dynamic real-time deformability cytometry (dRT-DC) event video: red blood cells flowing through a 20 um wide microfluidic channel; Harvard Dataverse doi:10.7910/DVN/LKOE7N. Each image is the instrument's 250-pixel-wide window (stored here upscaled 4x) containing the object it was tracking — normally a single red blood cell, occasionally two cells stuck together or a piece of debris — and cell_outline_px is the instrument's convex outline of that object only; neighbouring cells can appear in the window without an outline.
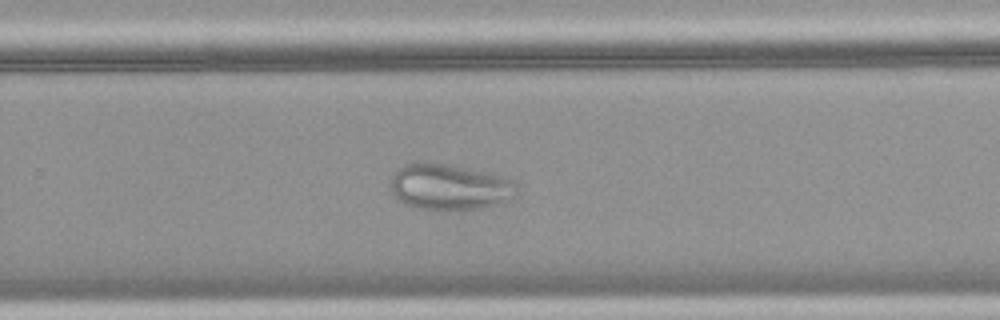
{"species": "common noctule bat (a hibernating species)", "species_latin": "Nyctalus noctula", "temperature_condition": "warm", "stored_images_in_passage": 32, "camera_frame_rate_fps": 3000, "um_per_image_px": 0.085, "animal": {"sex": "female", "body_mass_g": 18.4}, "frame": {"image": 1, "passage_image": 19, "time_ms": 6.0, "image_size_px": [1000, 320], "cell_outline_px": [[516, 196], [496, 204], [476, 208], [416, 208], [404, 204], [392, 196], [388, 188], [388, 184], [392, 176], [404, 164], [420, 160], [428, 160], [500, 176], [516, 184]], "centroid_in_image_um": [38.07, 15.86], "position_along_channel_um": 291.7, "area_um2": 33.47}}